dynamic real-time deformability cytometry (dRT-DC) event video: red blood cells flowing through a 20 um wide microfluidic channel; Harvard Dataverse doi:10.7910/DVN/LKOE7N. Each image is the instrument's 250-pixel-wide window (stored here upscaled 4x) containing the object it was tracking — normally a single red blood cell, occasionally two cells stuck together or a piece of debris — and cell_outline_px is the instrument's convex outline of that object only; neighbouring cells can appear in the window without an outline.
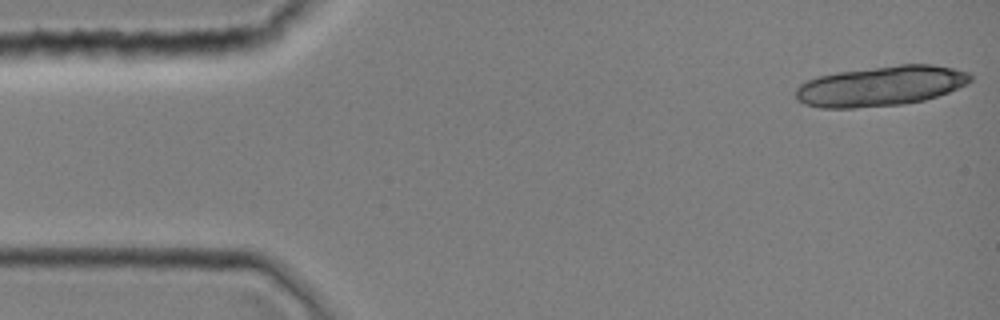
{"species": "common noctule bat (a hibernating species)", "species_latin": "Nyctalus noctula", "temperature_condition": "room temperature", "stored_images_in_passage": 11, "camera_frame_rate_fps": 3000, "um_per_image_px": 0.085, "animal": {"sex": "female", "body_mass_g": 19.0, "forearm_length_mm": 51.5}, "frame": {"image": 1, "passage_image": 1, "time_ms": 0.0, "image_size_px": [1000, 320], "cell_outline_px": [[972, 80], [968, 84], [948, 92], [924, 100], [904, 104], [856, 108], [820, 108], [804, 104], [796, 100], [796, 88], [800, 84], [808, 80], [820, 76], [840, 72], [900, 64], [932, 64], [952, 68], [968, 72], [972, 76]], "centroid_in_image_um": [74.88, 7.32], "position_along_channel_um": 10.1, "area_um2": 40.75}}